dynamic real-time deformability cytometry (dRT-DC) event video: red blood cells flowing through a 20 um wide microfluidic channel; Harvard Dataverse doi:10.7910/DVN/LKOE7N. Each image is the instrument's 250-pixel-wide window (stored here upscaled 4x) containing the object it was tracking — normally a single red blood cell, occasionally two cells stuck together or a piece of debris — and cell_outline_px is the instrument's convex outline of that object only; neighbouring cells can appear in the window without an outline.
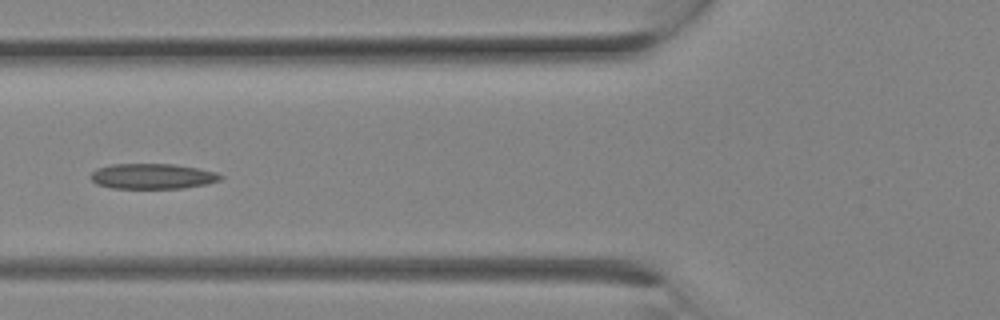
{"species": "Egyptian fruit bat (a non-hibernating species)", "species_latin": "Rousettus aegyptiacus", "temperature_condition": "room temperature", "stored_images_in_passage": 11, "camera_frame_rate_fps": 3000, "um_per_image_px": 0.085, "animal": {"sex": "female"}, "frame": {"image": 1, "passage_image": 10, "time_ms": 3.0, "image_size_px": [1000, 320], "cell_outline_px": [[224, 176], [220, 180], [208, 184], [184, 188], [112, 188], [96, 184], [88, 176], [96, 168], [112, 164], [172, 164], [196, 168], [216, 172]], "centroid_in_image_um": [12.94, 14.98], "position_along_channel_um": 112.9, "area_um2": 19.25}}